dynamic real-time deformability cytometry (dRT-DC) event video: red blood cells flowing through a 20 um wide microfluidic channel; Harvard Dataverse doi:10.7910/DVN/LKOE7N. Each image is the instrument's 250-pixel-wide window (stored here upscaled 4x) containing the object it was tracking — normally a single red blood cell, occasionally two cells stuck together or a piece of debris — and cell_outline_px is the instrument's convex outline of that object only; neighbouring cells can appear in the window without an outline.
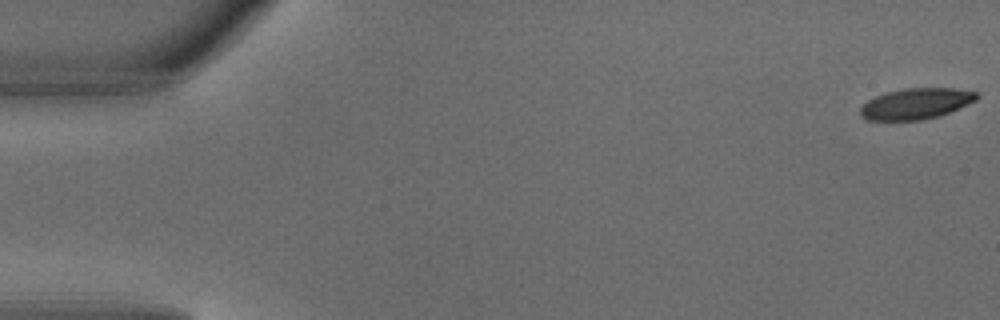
{"species": "common noctule bat (a hibernating species)", "species_latin": "Nyctalus noctula", "temperature_condition": "warm", "stored_images_in_passage": 5, "camera_frame_rate_fps": 3000, "um_per_image_px": 0.085, "animal": {"sex": "male", "body_mass_g": 18.8}, "frame": {"image": 1, "passage_image": 1, "time_ms": 0.0, "image_size_px": [1000, 320], "cell_outline_px": [[980, 96], [976, 100], [948, 112], [936, 116], [920, 120], [868, 120], [860, 116], [860, 108], [868, 100], [884, 92], [904, 88], [952, 88], [976, 92]], "centroid_in_image_um": [77.82, 8.8], "position_along_channel_um": 7.2, "area_um2": 20.75}}
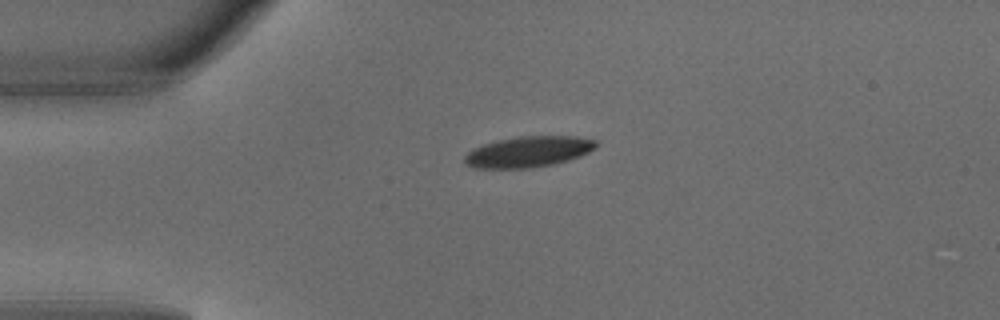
{"frame": {"image": 2, "passage_image": 4, "time_ms": 1.0, "image_size_px": [1000, 320], "cell_outline_px": [[600, 144], [596, 148], [580, 156], [568, 160], [552, 164], [528, 168], [472, 168], [464, 164], [464, 156], [472, 148], [496, 140], [520, 136], [576, 136], [596, 140]], "centroid_in_image_um": [44.9, 12.89], "position_along_channel_um": 40.1, "area_um2": 23.81}}